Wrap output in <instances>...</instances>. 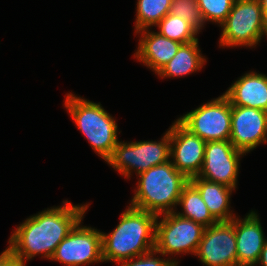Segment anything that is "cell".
I'll return each mask as SVG.
<instances>
[{"label":"cell","mask_w":267,"mask_h":266,"mask_svg":"<svg viewBox=\"0 0 267 266\" xmlns=\"http://www.w3.org/2000/svg\"><path fill=\"white\" fill-rule=\"evenodd\" d=\"M198 40L181 44L174 57L157 73L161 78L182 77L199 71L206 59L198 48Z\"/></svg>","instance_id":"ac0fdd59"},{"label":"cell","mask_w":267,"mask_h":266,"mask_svg":"<svg viewBox=\"0 0 267 266\" xmlns=\"http://www.w3.org/2000/svg\"><path fill=\"white\" fill-rule=\"evenodd\" d=\"M195 255L207 266H237L235 217L205 227Z\"/></svg>","instance_id":"30bf717a"},{"label":"cell","mask_w":267,"mask_h":266,"mask_svg":"<svg viewBox=\"0 0 267 266\" xmlns=\"http://www.w3.org/2000/svg\"><path fill=\"white\" fill-rule=\"evenodd\" d=\"M156 220L155 250L161 255L196 254L205 227L173 211ZM159 222V223H158Z\"/></svg>","instance_id":"52a82bcc"},{"label":"cell","mask_w":267,"mask_h":266,"mask_svg":"<svg viewBox=\"0 0 267 266\" xmlns=\"http://www.w3.org/2000/svg\"><path fill=\"white\" fill-rule=\"evenodd\" d=\"M172 0H137L135 31L149 29L170 13Z\"/></svg>","instance_id":"ffe728a7"},{"label":"cell","mask_w":267,"mask_h":266,"mask_svg":"<svg viewBox=\"0 0 267 266\" xmlns=\"http://www.w3.org/2000/svg\"><path fill=\"white\" fill-rule=\"evenodd\" d=\"M139 181L130 206L157 216L175 211L189 179L179 172L171 160L138 174Z\"/></svg>","instance_id":"3957f363"},{"label":"cell","mask_w":267,"mask_h":266,"mask_svg":"<svg viewBox=\"0 0 267 266\" xmlns=\"http://www.w3.org/2000/svg\"><path fill=\"white\" fill-rule=\"evenodd\" d=\"M158 254V251L155 249L142 254L137 257H133L131 259L122 261L118 263L120 266H177L178 261L175 259H160L158 257H154L153 255ZM137 259V260H135Z\"/></svg>","instance_id":"cb8c5ba5"},{"label":"cell","mask_w":267,"mask_h":266,"mask_svg":"<svg viewBox=\"0 0 267 266\" xmlns=\"http://www.w3.org/2000/svg\"><path fill=\"white\" fill-rule=\"evenodd\" d=\"M178 205L183 208V213L178 215L202 224L204 227L212 226L217 221L210 214L198 189L189 181L183 188Z\"/></svg>","instance_id":"d6986e66"},{"label":"cell","mask_w":267,"mask_h":266,"mask_svg":"<svg viewBox=\"0 0 267 266\" xmlns=\"http://www.w3.org/2000/svg\"><path fill=\"white\" fill-rule=\"evenodd\" d=\"M235 0H197L204 22L222 24L230 13Z\"/></svg>","instance_id":"7402d4cb"},{"label":"cell","mask_w":267,"mask_h":266,"mask_svg":"<svg viewBox=\"0 0 267 266\" xmlns=\"http://www.w3.org/2000/svg\"><path fill=\"white\" fill-rule=\"evenodd\" d=\"M259 2L265 16V24L267 29V0H259Z\"/></svg>","instance_id":"83f0119b"},{"label":"cell","mask_w":267,"mask_h":266,"mask_svg":"<svg viewBox=\"0 0 267 266\" xmlns=\"http://www.w3.org/2000/svg\"><path fill=\"white\" fill-rule=\"evenodd\" d=\"M12 255L10 247L5 249L0 255V266Z\"/></svg>","instance_id":"4316f807"},{"label":"cell","mask_w":267,"mask_h":266,"mask_svg":"<svg viewBox=\"0 0 267 266\" xmlns=\"http://www.w3.org/2000/svg\"><path fill=\"white\" fill-rule=\"evenodd\" d=\"M224 95L231 106H244L267 111V76L249 72L238 78Z\"/></svg>","instance_id":"2e32d148"},{"label":"cell","mask_w":267,"mask_h":266,"mask_svg":"<svg viewBox=\"0 0 267 266\" xmlns=\"http://www.w3.org/2000/svg\"><path fill=\"white\" fill-rule=\"evenodd\" d=\"M230 142L244 153L267 143V111L231 106Z\"/></svg>","instance_id":"4fadbf2b"},{"label":"cell","mask_w":267,"mask_h":266,"mask_svg":"<svg viewBox=\"0 0 267 266\" xmlns=\"http://www.w3.org/2000/svg\"><path fill=\"white\" fill-rule=\"evenodd\" d=\"M170 14L187 20L198 32L204 25L197 0H172Z\"/></svg>","instance_id":"603a6c76"},{"label":"cell","mask_w":267,"mask_h":266,"mask_svg":"<svg viewBox=\"0 0 267 266\" xmlns=\"http://www.w3.org/2000/svg\"><path fill=\"white\" fill-rule=\"evenodd\" d=\"M220 26L223 29L219 46L222 47H255L263 35L267 36L265 16L259 0H235Z\"/></svg>","instance_id":"5b68a950"},{"label":"cell","mask_w":267,"mask_h":266,"mask_svg":"<svg viewBox=\"0 0 267 266\" xmlns=\"http://www.w3.org/2000/svg\"><path fill=\"white\" fill-rule=\"evenodd\" d=\"M149 31L144 29L135 32L141 34V39L134 57L157 74L174 57L182 43Z\"/></svg>","instance_id":"9a60e30c"},{"label":"cell","mask_w":267,"mask_h":266,"mask_svg":"<svg viewBox=\"0 0 267 266\" xmlns=\"http://www.w3.org/2000/svg\"><path fill=\"white\" fill-rule=\"evenodd\" d=\"M258 263L262 266H267V240L265 242V245L261 251V255H260V258L258 260Z\"/></svg>","instance_id":"484cf974"},{"label":"cell","mask_w":267,"mask_h":266,"mask_svg":"<svg viewBox=\"0 0 267 266\" xmlns=\"http://www.w3.org/2000/svg\"><path fill=\"white\" fill-rule=\"evenodd\" d=\"M243 154L230 140L206 142L204 162L198 177L236 189Z\"/></svg>","instance_id":"8fae6325"},{"label":"cell","mask_w":267,"mask_h":266,"mask_svg":"<svg viewBox=\"0 0 267 266\" xmlns=\"http://www.w3.org/2000/svg\"><path fill=\"white\" fill-rule=\"evenodd\" d=\"M65 108L70 113L77 128L85 135L93 150L106 161L119 142L117 123L101 106L90 100L68 93Z\"/></svg>","instance_id":"277c9868"},{"label":"cell","mask_w":267,"mask_h":266,"mask_svg":"<svg viewBox=\"0 0 267 266\" xmlns=\"http://www.w3.org/2000/svg\"><path fill=\"white\" fill-rule=\"evenodd\" d=\"M237 266H255L267 239L255 211L244 219L235 217Z\"/></svg>","instance_id":"5bb4252c"},{"label":"cell","mask_w":267,"mask_h":266,"mask_svg":"<svg viewBox=\"0 0 267 266\" xmlns=\"http://www.w3.org/2000/svg\"><path fill=\"white\" fill-rule=\"evenodd\" d=\"M79 221L58 244L51 258L66 266H82L103 262L102 232L80 225Z\"/></svg>","instance_id":"9c48e42d"},{"label":"cell","mask_w":267,"mask_h":266,"mask_svg":"<svg viewBox=\"0 0 267 266\" xmlns=\"http://www.w3.org/2000/svg\"><path fill=\"white\" fill-rule=\"evenodd\" d=\"M26 261L21 258H18L15 255H11L3 264L2 266H26Z\"/></svg>","instance_id":"d4e9b609"},{"label":"cell","mask_w":267,"mask_h":266,"mask_svg":"<svg viewBox=\"0 0 267 266\" xmlns=\"http://www.w3.org/2000/svg\"><path fill=\"white\" fill-rule=\"evenodd\" d=\"M88 205H72L66 200L62 206L48 208L27 218L8 241L12 254L24 261L37 254L51 259L58 244L82 221Z\"/></svg>","instance_id":"6da1fadb"},{"label":"cell","mask_w":267,"mask_h":266,"mask_svg":"<svg viewBox=\"0 0 267 266\" xmlns=\"http://www.w3.org/2000/svg\"><path fill=\"white\" fill-rule=\"evenodd\" d=\"M169 136L173 166L188 179L198 176L204 162L206 142L191 133L178 120L169 128Z\"/></svg>","instance_id":"7c38bea8"},{"label":"cell","mask_w":267,"mask_h":266,"mask_svg":"<svg viewBox=\"0 0 267 266\" xmlns=\"http://www.w3.org/2000/svg\"><path fill=\"white\" fill-rule=\"evenodd\" d=\"M177 120L205 142L230 140L231 103L224 94Z\"/></svg>","instance_id":"ba28073f"},{"label":"cell","mask_w":267,"mask_h":266,"mask_svg":"<svg viewBox=\"0 0 267 266\" xmlns=\"http://www.w3.org/2000/svg\"><path fill=\"white\" fill-rule=\"evenodd\" d=\"M170 161V136L166 131L161 141L118 142L106 162L123 176L130 178L156 165Z\"/></svg>","instance_id":"8992f818"},{"label":"cell","mask_w":267,"mask_h":266,"mask_svg":"<svg viewBox=\"0 0 267 266\" xmlns=\"http://www.w3.org/2000/svg\"><path fill=\"white\" fill-rule=\"evenodd\" d=\"M159 32L164 37L178 41L182 44L198 40V31L187 22V20L168 13L156 25Z\"/></svg>","instance_id":"44dd1931"},{"label":"cell","mask_w":267,"mask_h":266,"mask_svg":"<svg viewBox=\"0 0 267 266\" xmlns=\"http://www.w3.org/2000/svg\"><path fill=\"white\" fill-rule=\"evenodd\" d=\"M157 215L128 206L118 226L102 234L103 262L120 263L155 249Z\"/></svg>","instance_id":"7a4b0ae2"},{"label":"cell","mask_w":267,"mask_h":266,"mask_svg":"<svg viewBox=\"0 0 267 266\" xmlns=\"http://www.w3.org/2000/svg\"><path fill=\"white\" fill-rule=\"evenodd\" d=\"M189 181L198 189L210 214L217 222H228L236 217L229 210L230 195L232 190L235 189L221 183L205 180L198 176L192 177Z\"/></svg>","instance_id":"e0dca14e"}]
</instances>
